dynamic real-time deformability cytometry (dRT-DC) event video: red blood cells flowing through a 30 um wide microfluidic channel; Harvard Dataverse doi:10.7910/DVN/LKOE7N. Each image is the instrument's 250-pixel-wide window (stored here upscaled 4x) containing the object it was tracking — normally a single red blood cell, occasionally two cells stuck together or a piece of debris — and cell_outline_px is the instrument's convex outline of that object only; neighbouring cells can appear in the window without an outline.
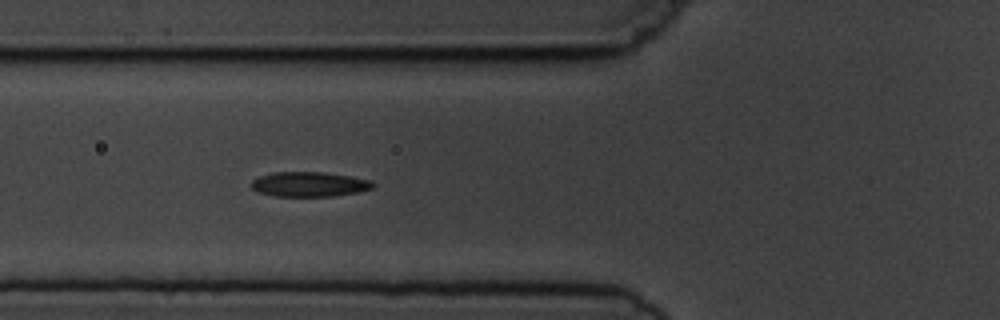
{"species": "common noctule bat (a hibernating species)", "species_latin": "Nyctalus noctula", "temperature_condition": "cold", "stored_images_in_passage": 4, "camera_frame_rate_fps": 3000, "um_per_image_px": 0.085, "animal": {"sex": "male", "body_mass_g": 19.5, "forearm_length_mm": 54.6}, "frame": {"image": 1, "passage_image": 4, "time_ms": 3.333, "image_size_px": [1000, 320], "cell_outline_px": [[376, 184], [372, 188], [356, 192], [332, 196], [276, 196], [256, 192], [252, 188], [252, 180], [260, 176], [272, 172], [324, 172], [352, 176], [372, 180]], "centroid_in_image_um": [26.3, 15.65], "position_along_channel_um": 99.5, "area_um2": 17.63}}